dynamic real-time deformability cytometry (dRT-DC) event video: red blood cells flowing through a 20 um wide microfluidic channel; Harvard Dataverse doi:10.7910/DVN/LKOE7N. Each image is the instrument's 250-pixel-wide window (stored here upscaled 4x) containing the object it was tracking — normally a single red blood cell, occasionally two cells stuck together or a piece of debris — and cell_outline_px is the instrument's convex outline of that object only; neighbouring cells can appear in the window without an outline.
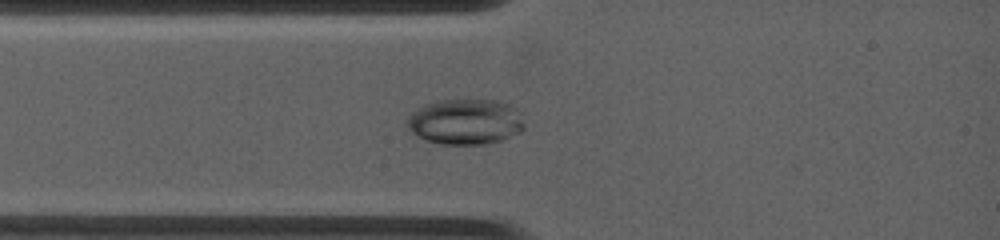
{"species": "common noctule bat (a hibernating species)", "species_latin": "Nyctalus noctula", "temperature_condition": "warm", "stored_images_in_passage": 17, "camera_frame_rate_fps": 4500, "um_per_image_px": 0.085, "animal": {"sex": "female", "body_mass_g": 19.0, "forearm_length_mm": 53.3}, "frame": {"image": 1, "passage_image": 7, "time_ms": 1.556, "image_size_px": [1000, 240], "cell_outline_px": [[524, 128], [520, 132], [500, 140], [484, 144], [440, 144], [424, 140], [412, 132], [404, 124], [408, 116], [416, 108], [424, 104], [436, 100], [500, 100], [516, 108], [520, 112], [524, 124]], "centroid_in_image_um": [39.52, 10.34], "position_along_channel_um": 45.5, "area_um2": 31.44}}